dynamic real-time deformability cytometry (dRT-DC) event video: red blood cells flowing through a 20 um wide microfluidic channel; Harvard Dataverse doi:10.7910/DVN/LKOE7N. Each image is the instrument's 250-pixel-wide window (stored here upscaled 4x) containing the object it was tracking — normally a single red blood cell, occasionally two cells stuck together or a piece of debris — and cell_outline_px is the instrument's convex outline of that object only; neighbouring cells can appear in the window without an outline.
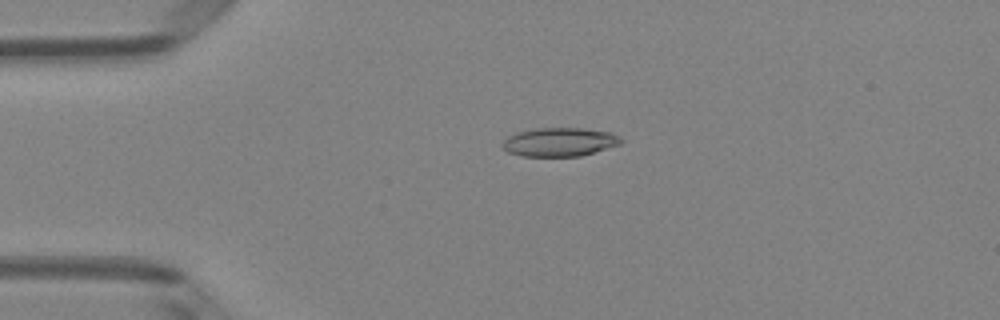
{"species": "Egyptian fruit bat (a non-hibernating species)", "species_latin": "Rousettus aegyptiacus", "temperature_condition": "room temperature", "stored_images_in_passage": 42, "camera_frame_rate_fps": 3000, "um_per_image_px": 0.085, "animal": {"sex": "female"}, "frame": {"image": 1, "passage_image": 3, "time_ms": 0.667, "image_size_px": [1000, 320], "cell_outline_px": [[624, 140], [620, 144], [580, 156], [520, 156], [508, 152], [500, 144], [508, 136], [516, 132], [536, 128], [580, 128], [608, 132], [620, 136]], "centroid_in_image_um": [47.53, 12.07], "position_along_channel_um": 37.5, "area_um2": 19.77}}
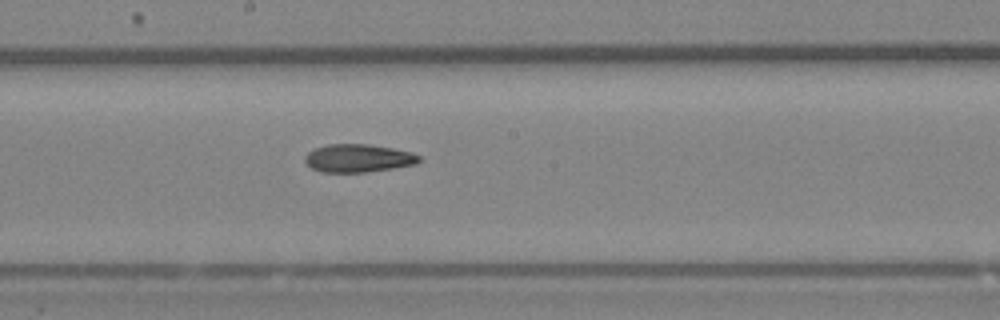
{"frame": {"image": 2, "passage_image": 19, "time_ms": 6.0, "image_size_px": [1000, 320], "cell_outline_px": [[420, 160], [416, 164], [392, 168], [364, 172], [320, 172], [312, 168], [304, 160], [304, 156], [308, 152], [316, 148], [328, 144], [368, 144], [392, 148], [412, 152], [420, 156]], "centroid_in_image_um": [30.44, 13.44], "position_along_channel_um": 217.8, "area_um2": 18.55}}
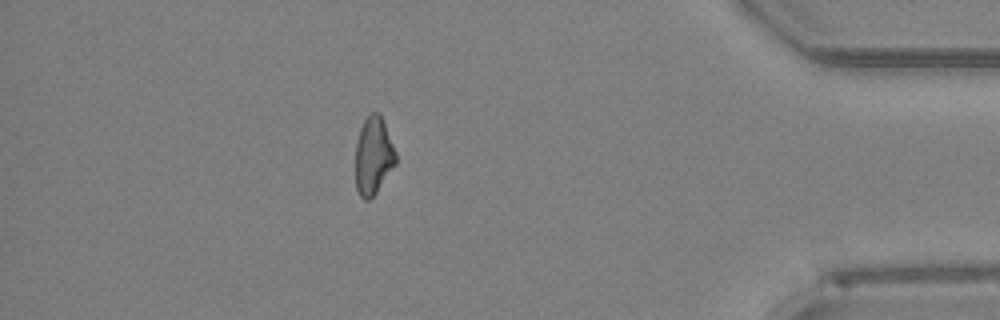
{"frame": {"image": 3, "passage_image": 36, "time_ms": 11.667, "image_size_px": [1000, 320], "cell_outline_px": [[396, 164], [376, 192], [368, 200], [364, 200], [360, 196], [356, 188], [356, 144], [360, 128], [364, 120], [372, 112], [380, 112], [396, 152]], "centroid_in_image_um": [31.74, 13.23], "position_along_channel_um": 403.5, "area_um2": 18.15}}